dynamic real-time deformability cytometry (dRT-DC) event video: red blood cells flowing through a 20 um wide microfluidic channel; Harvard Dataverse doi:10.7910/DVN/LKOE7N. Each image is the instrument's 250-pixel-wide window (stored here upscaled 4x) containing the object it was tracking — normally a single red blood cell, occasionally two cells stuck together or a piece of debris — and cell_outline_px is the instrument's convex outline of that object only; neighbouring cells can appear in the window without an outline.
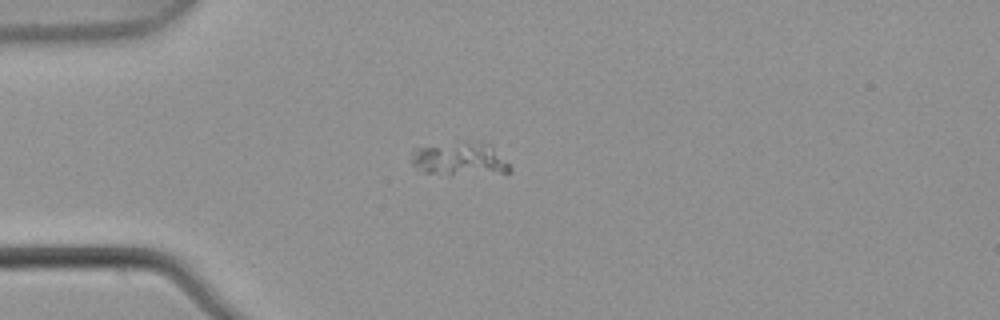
{"species": "common noctule bat (a hibernating species)", "species_latin": "Nyctalus noctula", "temperature_condition": "warm", "stored_images_in_passage": 2, "camera_frame_rate_fps": 3000, "um_per_image_px": 0.085, "animal": {"sex": "male", "body_mass_g": 21.5, "forearm_length_mm": 52.0}, "frame": {"image": 1, "passage_image": 1, "time_ms": 0.0, "image_size_px": [1000, 320], "cell_outline_px": [[512, 168], [508, 172], [452, 176], [448, 176], [428, 172], [412, 164], [412, 148], [468, 144], [492, 144]], "centroid_in_image_um": [39.12, 13.58], "position_along_channel_um": 45.9, "area_um2": 18.38}}